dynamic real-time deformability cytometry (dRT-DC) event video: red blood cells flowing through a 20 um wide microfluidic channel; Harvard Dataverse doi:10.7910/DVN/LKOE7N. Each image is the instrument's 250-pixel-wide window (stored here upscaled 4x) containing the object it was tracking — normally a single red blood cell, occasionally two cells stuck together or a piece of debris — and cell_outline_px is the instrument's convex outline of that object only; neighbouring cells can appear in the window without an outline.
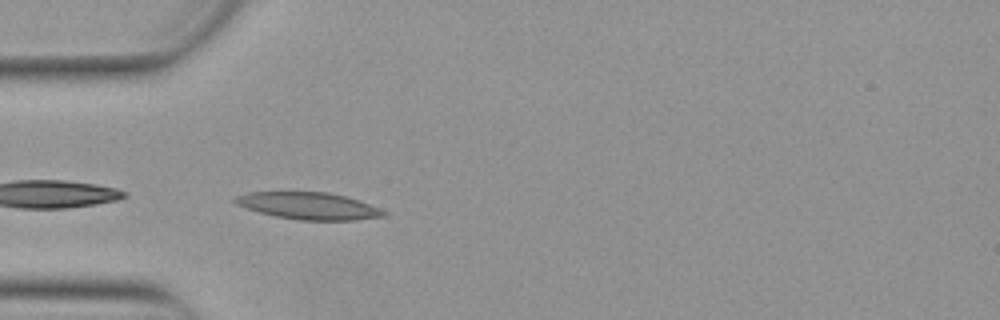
{"species": "Egyptian fruit bat (a non-hibernating species)", "species_latin": "Rousettus aegyptiacus", "temperature_condition": "warm", "stored_images_in_passage": 14, "camera_frame_rate_fps": 3000, "um_per_image_px": 0.085, "animal": {"sex": "female"}, "frame": {"image": 1, "passage_image": 1, "time_ms": 0.0, "image_size_px": [1000, 320], "cell_outline_px": [[388, 216], [356, 220], [300, 220], [276, 216], [260, 212], [236, 204], [232, 200], [232, 196], [248, 192], [328, 192], [344, 196], [368, 204], [388, 212]], "centroid_in_image_um": [26.22, 17.5], "position_along_channel_um": 58.8, "area_um2": 23.29}}
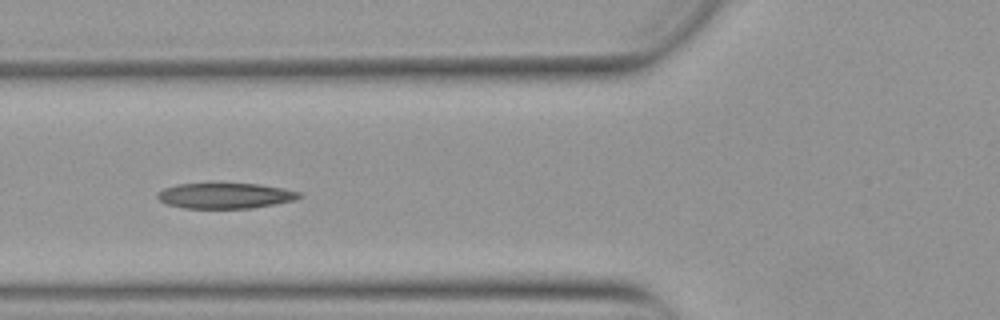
{"frame": {"image": 2, "passage_image": 5, "time_ms": 1.333, "image_size_px": [1000, 320], "cell_outline_px": [[304, 196], [296, 200], [276, 204], [252, 208], [184, 208], [168, 204], [160, 200], [156, 196], [156, 192], [164, 188], [176, 184], [260, 184], [284, 188], [300, 192]], "centroid_in_image_um": [19.18, 16.64], "position_along_channel_um": 106.6, "area_um2": 21.15}}
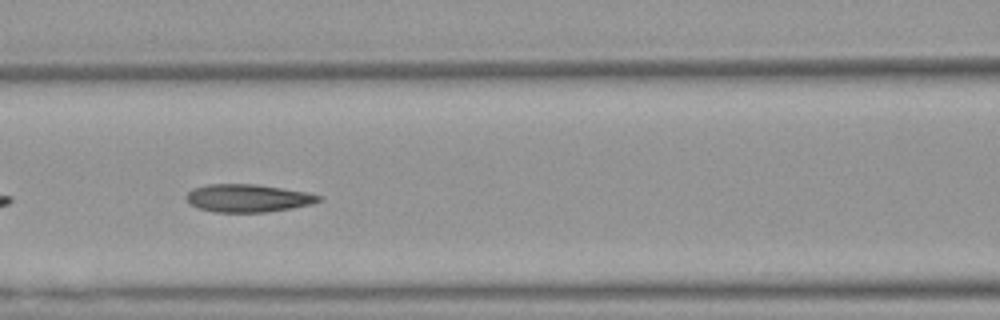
{"frame": {"image": 3, "passage_image": 8, "time_ms": 2.333, "image_size_px": [1000, 320], "cell_outline_px": [[324, 196], [320, 200], [312, 204], [292, 208], [264, 212], [212, 212], [200, 208], [192, 204], [184, 196], [192, 188], [204, 184], [256, 184], [308, 192]], "centroid_in_image_um": [21.08, 16.83], "position_along_channel_um": 145.5, "area_um2": 21.56}}